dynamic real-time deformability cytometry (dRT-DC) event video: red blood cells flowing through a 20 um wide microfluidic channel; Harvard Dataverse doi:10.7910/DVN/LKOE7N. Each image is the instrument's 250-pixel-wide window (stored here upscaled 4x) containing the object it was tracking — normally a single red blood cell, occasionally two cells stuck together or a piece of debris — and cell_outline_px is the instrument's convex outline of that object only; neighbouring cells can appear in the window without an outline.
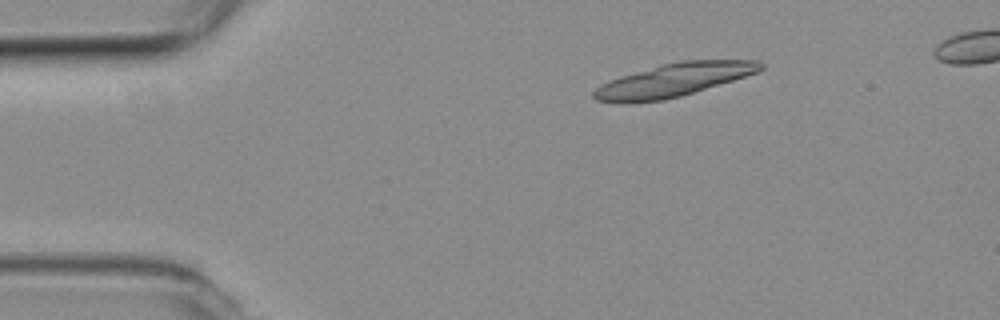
{"species": "common noctule bat (a hibernating species)", "species_latin": "Nyctalus noctula", "temperature_condition": "room temperature", "stored_images_in_passage": 11, "camera_frame_rate_fps": 3000, "um_per_image_px": 0.085, "animal": {"sex": "female", "body_mass_g": 19.3, "forearm_length_mm": 54.1}, "frame": {"image": 1, "passage_image": 1, "time_ms": 0.0, "image_size_px": [1000, 320], "cell_outline_px": [[764, 68], [760, 72], [680, 96], [664, 100], [596, 100], [592, 96], [592, 92], [600, 84], [620, 76], [660, 64], [680, 60], [760, 60], [764, 64]], "centroid_in_image_um": [57.37, 6.74], "position_along_channel_um": 27.6, "area_um2": 31.56}}